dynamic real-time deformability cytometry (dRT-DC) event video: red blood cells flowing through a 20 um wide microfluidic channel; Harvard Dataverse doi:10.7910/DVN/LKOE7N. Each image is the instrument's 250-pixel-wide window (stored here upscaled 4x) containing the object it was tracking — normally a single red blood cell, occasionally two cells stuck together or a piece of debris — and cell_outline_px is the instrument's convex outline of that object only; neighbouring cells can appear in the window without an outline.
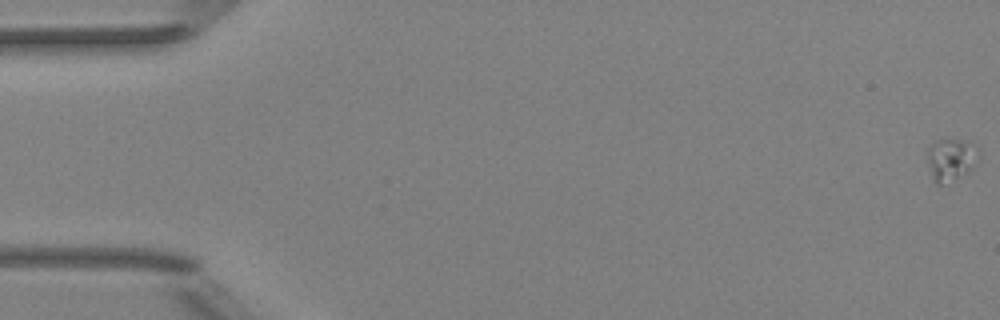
{"species": "Egyptian fruit bat (a non-hibernating species)", "species_latin": "Rousettus aegyptiacus", "temperature_condition": "room temperature", "stored_images_in_passage": 5, "camera_frame_rate_fps": 3000, "um_per_image_px": 0.085, "animal": {"sex": "female"}, "frame": {"image": 1, "passage_image": 1, "time_ms": 0.0, "image_size_px": [1000, 320], "cell_outline_px": [[980, 148], [968, 172], [940, 184], [936, 184], [932, 176], [928, 160], [928, 148], [936, 140], [964, 140]], "centroid_in_image_um": [80.81, 13.52], "position_along_channel_um": 4.2, "area_um2": 11.96}}